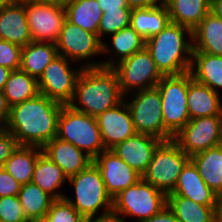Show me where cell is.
Returning <instances> with one entry per match:
<instances>
[{"label":"cell","instance_id":"1","mask_svg":"<svg viewBox=\"0 0 222 222\" xmlns=\"http://www.w3.org/2000/svg\"><path fill=\"white\" fill-rule=\"evenodd\" d=\"M62 106L39 93L12 106L4 128L12 133L19 145L43 147L57 136Z\"/></svg>","mask_w":222,"mask_h":222},{"label":"cell","instance_id":"2","mask_svg":"<svg viewBox=\"0 0 222 222\" xmlns=\"http://www.w3.org/2000/svg\"><path fill=\"white\" fill-rule=\"evenodd\" d=\"M123 100L115 70L100 66L82 69L68 105L75 111L97 117Z\"/></svg>","mask_w":222,"mask_h":222},{"label":"cell","instance_id":"3","mask_svg":"<svg viewBox=\"0 0 222 222\" xmlns=\"http://www.w3.org/2000/svg\"><path fill=\"white\" fill-rule=\"evenodd\" d=\"M145 47L163 76L190 71L193 53L191 29L170 21L162 31L146 40Z\"/></svg>","mask_w":222,"mask_h":222},{"label":"cell","instance_id":"4","mask_svg":"<svg viewBox=\"0 0 222 222\" xmlns=\"http://www.w3.org/2000/svg\"><path fill=\"white\" fill-rule=\"evenodd\" d=\"M68 183L74 187L75 200L66 194L64 199L85 219L112 212V198L107 193L100 169L94 162L69 177Z\"/></svg>","mask_w":222,"mask_h":222},{"label":"cell","instance_id":"5","mask_svg":"<svg viewBox=\"0 0 222 222\" xmlns=\"http://www.w3.org/2000/svg\"><path fill=\"white\" fill-rule=\"evenodd\" d=\"M58 139L71 143L93 160L105 150L96 117L63 105L58 118Z\"/></svg>","mask_w":222,"mask_h":222},{"label":"cell","instance_id":"6","mask_svg":"<svg viewBox=\"0 0 222 222\" xmlns=\"http://www.w3.org/2000/svg\"><path fill=\"white\" fill-rule=\"evenodd\" d=\"M166 205L167 194L140 178L135 185L122 190L112 199V212L124 219L136 217V222H144Z\"/></svg>","mask_w":222,"mask_h":222},{"label":"cell","instance_id":"7","mask_svg":"<svg viewBox=\"0 0 222 222\" xmlns=\"http://www.w3.org/2000/svg\"><path fill=\"white\" fill-rule=\"evenodd\" d=\"M190 161L174 141H163L155 150L142 178L165 194L171 193L185 165Z\"/></svg>","mask_w":222,"mask_h":222},{"label":"cell","instance_id":"8","mask_svg":"<svg viewBox=\"0 0 222 222\" xmlns=\"http://www.w3.org/2000/svg\"><path fill=\"white\" fill-rule=\"evenodd\" d=\"M126 96L131 98L127 100ZM124 100L131 112L137 133L151 135L162 141L174 139L165 129L161 96L157 87L135 91L130 96L127 94Z\"/></svg>","mask_w":222,"mask_h":222},{"label":"cell","instance_id":"9","mask_svg":"<svg viewBox=\"0 0 222 222\" xmlns=\"http://www.w3.org/2000/svg\"><path fill=\"white\" fill-rule=\"evenodd\" d=\"M156 87L161 96L165 129L174 137L190 120L187 106L188 72L163 76Z\"/></svg>","mask_w":222,"mask_h":222},{"label":"cell","instance_id":"10","mask_svg":"<svg viewBox=\"0 0 222 222\" xmlns=\"http://www.w3.org/2000/svg\"><path fill=\"white\" fill-rule=\"evenodd\" d=\"M112 68L118 76L120 91L124 96L135 91L154 88L163 78L146 47Z\"/></svg>","mask_w":222,"mask_h":222},{"label":"cell","instance_id":"11","mask_svg":"<svg viewBox=\"0 0 222 222\" xmlns=\"http://www.w3.org/2000/svg\"><path fill=\"white\" fill-rule=\"evenodd\" d=\"M55 44L59 55L74 63L82 61L83 64L84 61L83 68L102 66V61H95L92 58L102 55V41L99 36L72 24L67 19Z\"/></svg>","mask_w":222,"mask_h":222},{"label":"cell","instance_id":"12","mask_svg":"<svg viewBox=\"0 0 222 222\" xmlns=\"http://www.w3.org/2000/svg\"><path fill=\"white\" fill-rule=\"evenodd\" d=\"M73 62L62 55L55 57L38 79L40 94L68 105L74 96L75 85L83 67L73 69Z\"/></svg>","mask_w":222,"mask_h":222},{"label":"cell","instance_id":"13","mask_svg":"<svg viewBox=\"0 0 222 222\" xmlns=\"http://www.w3.org/2000/svg\"><path fill=\"white\" fill-rule=\"evenodd\" d=\"M222 115L190 119L174 136V141L188 155L220 145Z\"/></svg>","mask_w":222,"mask_h":222},{"label":"cell","instance_id":"14","mask_svg":"<svg viewBox=\"0 0 222 222\" xmlns=\"http://www.w3.org/2000/svg\"><path fill=\"white\" fill-rule=\"evenodd\" d=\"M25 10L33 41L56 43L66 20L65 6L25 2Z\"/></svg>","mask_w":222,"mask_h":222},{"label":"cell","instance_id":"15","mask_svg":"<svg viewBox=\"0 0 222 222\" xmlns=\"http://www.w3.org/2000/svg\"><path fill=\"white\" fill-rule=\"evenodd\" d=\"M93 162L100 169L106 191L112 199L142 178L111 149L102 151Z\"/></svg>","mask_w":222,"mask_h":222},{"label":"cell","instance_id":"16","mask_svg":"<svg viewBox=\"0 0 222 222\" xmlns=\"http://www.w3.org/2000/svg\"><path fill=\"white\" fill-rule=\"evenodd\" d=\"M105 149H112L137 132L125 100L96 117Z\"/></svg>","mask_w":222,"mask_h":222},{"label":"cell","instance_id":"17","mask_svg":"<svg viewBox=\"0 0 222 222\" xmlns=\"http://www.w3.org/2000/svg\"><path fill=\"white\" fill-rule=\"evenodd\" d=\"M162 142L157 137L136 133L111 150L142 176L146 172L156 148Z\"/></svg>","mask_w":222,"mask_h":222},{"label":"cell","instance_id":"18","mask_svg":"<svg viewBox=\"0 0 222 222\" xmlns=\"http://www.w3.org/2000/svg\"><path fill=\"white\" fill-rule=\"evenodd\" d=\"M42 151L63 170L68 178L84 170L93 162V159L85 152L57 137L46 143Z\"/></svg>","mask_w":222,"mask_h":222},{"label":"cell","instance_id":"19","mask_svg":"<svg viewBox=\"0 0 222 222\" xmlns=\"http://www.w3.org/2000/svg\"><path fill=\"white\" fill-rule=\"evenodd\" d=\"M0 39L21 47L33 41L24 1L17 0L14 4L0 9Z\"/></svg>","mask_w":222,"mask_h":222},{"label":"cell","instance_id":"20","mask_svg":"<svg viewBox=\"0 0 222 222\" xmlns=\"http://www.w3.org/2000/svg\"><path fill=\"white\" fill-rule=\"evenodd\" d=\"M167 195H178L202 205H218L220 198L206 185L191 160L181 171L174 190Z\"/></svg>","mask_w":222,"mask_h":222},{"label":"cell","instance_id":"21","mask_svg":"<svg viewBox=\"0 0 222 222\" xmlns=\"http://www.w3.org/2000/svg\"><path fill=\"white\" fill-rule=\"evenodd\" d=\"M187 106L190 119L222 115L220 93H216L209 86L195 81L190 72H188Z\"/></svg>","mask_w":222,"mask_h":222},{"label":"cell","instance_id":"22","mask_svg":"<svg viewBox=\"0 0 222 222\" xmlns=\"http://www.w3.org/2000/svg\"><path fill=\"white\" fill-rule=\"evenodd\" d=\"M111 45H107L105 40L102 42V54H111L112 59L102 62L103 67H113L120 61L130 57L137 51L142 50L145 47L146 40L142 38L131 26L121 29L120 31L112 34ZM115 56V57H114Z\"/></svg>","mask_w":222,"mask_h":222},{"label":"cell","instance_id":"23","mask_svg":"<svg viewBox=\"0 0 222 222\" xmlns=\"http://www.w3.org/2000/svg\"><path fill=\"white\" fill-rule=\"evenodd\" d=\"M193 52L222 56V18L209 12L192 31Z\"/></svg>","mask_w":222,"mask_h":222},{"label":"cell","instance_id":"24","mask_svg":"<svg viewBox=\"0 0 222 222\" xmlns=\"http://www.w3.org/2000/svg\"><path fill=\"white\" fill-rule=\"evenodd\" d=\"M190 160L206 185L222 197V147L220 145L196 153Z\"/></svg>","mask_w":222,"mask_h":222},{"label":"cell","instance_id":"25","mask_svg":"<svg viewBox=\"0 0 222 222\" xmlns=\"http://www.w3.org/2000/svg\"><path fill=\"white\" fill-rule=\"evenodd\" d=\"M192 78L216 93L222 90V56L193 52L189 71Z\"/></svg>","mask_w":222,"mask_h":222},{"label":"cell","instance_id":"26","mask_svg":"<svg viewBox=\"0 0 222 222\" xmlns=\"http://www.w3.org/2000/svg\"><path fill=\"white\" fill-rule=\"evenodd\" d=\"M170 21L192 31L210 12L211 0H166Z\"/></svg>","mask_w":222,"mask_h":222},{"label":"cell","instance_id":"27","mask_svg":"<svg viewBox=\"0 0 222 222\" xmlns=\"http://www.w3.org/2000/svg\"><path fill=\"white\" fill-rule=\"evenodd\" d=\"M58 55L55 43L32 41L22 47L20 69L38 80L45 67Z\"/></svg>","mask_w":222,"mask_h":222},{"label":"cell","instance_id":"28","mask_svg":"<svg viewBox=\"0 0 222 222\" xmlns=\"http://www.w3.org/2000/svg\"><path fill=\"white\" fill-rule=\"evenodd\" d=\"M31 182L37 184L54 199H63L65 194L60 188L68 182V177L57 164L42 153L37 159Z\"/></svg>","mask_w":222,"mask_h":222},{"label":"cell","instance_id":"29","mask_svg":"<svg viewBox=\"0 0 222 222\" xmlns=\"http://www.w3.org/2000/svg\"><path fill=\"white\" fill-rule=\"evenodd\" d=\"M170 22L167 6L165 4L133 9L130 26L145 40L162 31Z\"/></svg>","mask_w":222,"mask_h":222},{"label":"cell","instance_id":"30","mask_svg":"<svg viewBox=\"0 0 222 222\" xmlns=\"http://www.w3.org/2000/svg\"><path fill=\"white\" fill-rule=\"evenodd\" d=\"M42 153V147L19 145L6 160L4 168L21 185H25L31 182L37 159Z\"/></svg>","mask_w":222,"mask_h":222},{"label":"cell","instance_id":"31","mask_svg":"<svg viewBox=\"0 0 222 222\" xmlns=\"http://www.w3.org/2000/svg\"><path fill=\"white\" fill-rule=\"evenodd\" d=\"M64 6L69 22L98 35L103 12L97 0H67Z\"/></svg>","mask_w":222,"mask_h":222},{"label":"cell","instance_id":"32","mask_svg":"<svg viewBox=\"0 0 222 222\" xmlns=\"http://www.w3.org/2000/svg\"><path fill=\"white\" fill-rule=\"evenodd\" d=\"M167 205L178 222H215L218 205H202L178 195H167Z\"/></svg>","mask_w":222,"mask_h":222},{"label":"cell","instance_id":"33","mask_svg":"<svg viewBox=\"0 0 222 222\" xmlns=\"http://www.w3.org/2000/svg\"><path fill=\"white\" fill-rule=\"evenodd\" d=\"M18 197L24 214L29 221H41L55 200L33 182L21 185Z\"/></svg>","mask_w":222,"mask_h":222},{"label":"cell","instance_id":"34","mask_svg":"<svg viewBox=\"0 0 222 222\" xmlns=\"http://www.w3.org/2000/svg\"><path fill=\"white\" fill-rule=\"evenodd\" d=\"M39 93L38 80L21 69L10 73L3 89L11 107L34 98Z\"/></svg>","mask_w":222,"mask_h":222},{"label":"cell","instance_id":"35","mask_svg":"<svg viewBox=\"0 0 222 222\" xmlns=\"http://www.w3.org/2000/svg\"><path fill=\"white\" fill-rule=\"evenodd\" d=\"M131 13L132 9L130 8H119V10L103 12L98 28L99 39L103 42V36H110L130 26Z\"/></svg>","mask_w":222,"mask_h":222},{"label":"cell","instance_id":"36","mask_svg":"<svg viewBox=\"0 0 222 222\" xmlns=\"http://www.w3.org/2000/svg\"><path fill=\"white\" fill-rule=\"evenodd\" d=\"M85 218L64 198L55 199L41 222H84Z\"/></svg>","mask_w":222,"mask_h":222},{"label":"cell","instance_id":"37","mask_svg":"<svg viewBox=\"0 0 222 222\" xmlns=\"http://www.w3.org/2000/svg\"><path fill=\"white\" fill-rule=\"evenodd\" d=\"M0 222H29L18 195L0 197Z\"/></svg>","mask_w":222,"mask_h":222},{"label":"cell","instance_id":"38","mask_svg":"<svg viewBox=\"0 0 222 222\" xmlns=\"http://www.w3.org/2000/svg\"><path fill=\"white\" fill-rule=\"evenodd\" d=\"M22 47L0 39V66L9 69H20Z\"/></svg>","mask_w":222,"mask_h":222},{"label":"cell","instance_id":"39","mask_svg":"<svg viewBox=\"0 0 222 222\" xmlns=\"http://www.w3.org/2000/svg\"><path fill=\"white\" fill-rule=\"evenodd\" d=\"M19 146L16 138L5 128H0V168Z\"/></svg>","mask_w":222,"mask_h":222},{"label":"cell","instance_id":"40","mask_svg":"<svg viewBox=\"0 0 222 222\" xmlns=\"http://www.w3.org/2000/svg\"><path fill=\"white\" fill-rule=\"evenodd\" d=\"M21 184L4 167L0 168V197L18 195Z\"/></svg>","mask_w":222,"mask_h":222},{"label":"cell","instance_id":"41","mask_svg":"<svg viewBox=\"0 0 222 222\" xmlns=\"http://www.w3.org/2000/svg\"><path fill=\"white\" fill-rule=\"evenodd\" d=\"M144 222H178L173 211L166 205L160 212Z\"/></svg>","mask_w":222,"mask_h":222},{"label":"cell","instance_id":"42","mask_svg":"<svg viewBox=\"0 0 222 222\" xmlns=\"http://www.w3.org/2000/svg\"><path fill=\"white\" fill-rule=\"evenodd\" d=\"M166 0H126L127 6L130 9H140V8H149L156 7L162 4H165Z\"/></svg>","mask_w":222,"mask_h":222},{"label":"cell","instance_id":"43","mask_svg":"<svg viewBox=\"0 0 222 222\" xmlns=\"http://www.w3.org/2000/svg\"><path fill=\"white\" fill-rule=\"evenodd\" d=\"M10 111L11 106L3 94V91H0V128H4L10 116Z\"/></svg>","mask_w":222,"mask_h":222},{"label":"cell","instance_id":"44","mask_svg":"<svg viewBox=\"0 0 222 222\" xmlns=\"http://www.w3.org/2000/svg\"><path fill=\"white\" fill-rule=\"evenodd\" d=\"M102 12L107 10H119V8H129L126 0H97Z\"/></svg>","mask_w":222,"mask_h":222},{"label":"cell","instance_id":"45","mask_svg":"<svg viewBox=\"0 0 222 222\" xmlns=\"http://www.w3.org/2000/svg\"><path fill=\"white\" fill-rule=\"evenodd\" d=\"M84 222H126L125 219L115 214L114 212H110L105 215H98L96 217L86 218Z\"/></svg>","mask_w":222,"mask_h":222},{"label":"cell","instance_id":"46","mask_svg":"<svg viewBox=\"0 0 222 222\" xmlns=\"http://www.w3.org/2000/svg\"><path fill=\"white\" fill-rule=\"evenodd\" d=\"M11 72V69L4 66H0V91H3L5 83L8 80V77Z\"/></svg>","mask_w":222,"mask_h":222},{"label":"cell","instance_id":"47","mask_svg":"<svg viewBox=\"0 0 222 222\" xmlns=\"http://www.w3.org/2000/svg\"><path fill=\"white\" fill-rule=\"evenodd\" d=\"M210 11L222 18V0H211Z\"/></svg>","mask_w":222,"mask_h":222},{"label":"cell","instance_id":"48","mask_svg":"<svg viewBox=\"0 0 222 222\" xmlns=\"http://www.w3.org/2000/svg\"><path fill=\"white\" fill-rule=\"evenodd\" d=\"M29 3L64 5L67 0H21Z\"/></svg>","mask_w":222,"mask_h":222},{"label":"cell","instance_id":"49","mask_svg":"<svg viewBox=\"0 0 222 222\" xmlns=\"http://www.w3.org/2000/svg\"><path fill=\"white\" fill-rule=\"evenodd\" d=\"M215 222H222V197L219 198V203L215 210Z\"/></svg>","mask_w":222,"mask_h":222},{"label":"cell","instance_id":"50","mask_svg":"<svg viewBox=\"0 0 222 222\" xmlns=\"http://www.w3.org/2000/svg\"><path fill=\"white\" fill-rule=\"evenodd\" d=\"M17 0H0V9L12 5L16 2Z\"/></svg>","mask_w":222,"mask_h":222},{"label":"cell","instance_id":"51","mask_svg":"<svg viewBox=\"0 0 222 222\" xmlns=\"http://www.w3.org/2000/svg\"><path fill=\"white\" fill-rule=\"evenodd\" d=\"M220 146L222 147V131H221V141H220Z\"/></svg>","mask_w":222,"mask_h":222}]
</instances>
